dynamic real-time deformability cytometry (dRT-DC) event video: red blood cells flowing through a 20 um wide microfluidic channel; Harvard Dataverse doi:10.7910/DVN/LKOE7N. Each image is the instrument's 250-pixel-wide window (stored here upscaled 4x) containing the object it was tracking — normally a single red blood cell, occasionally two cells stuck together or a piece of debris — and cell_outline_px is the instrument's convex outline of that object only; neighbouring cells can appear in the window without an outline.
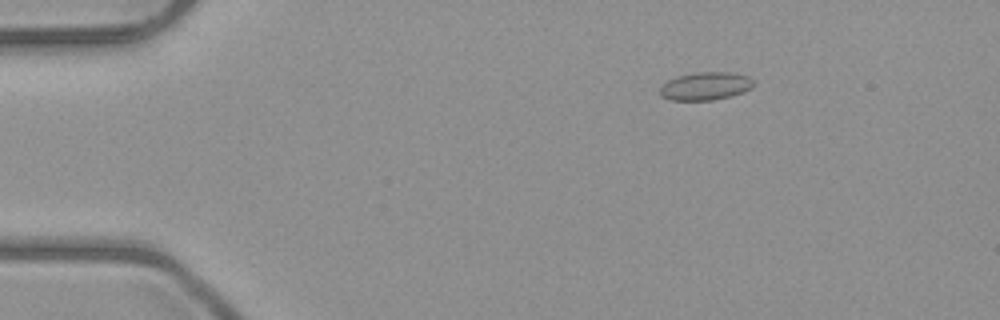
{"species": "common noctule bat (a hibernating species)", "species_latin": "Nyctalus noctula", "temperature_condition": "room temperature", "stored_images_in_passage": 4, "camera_frame_rate_fps": 3000, "um_per_image_px": 0.085, "animal": {"sex": "male", "body_mass_g": 23.1, "forearm_length_mm": 52.7}, "frame": {"image": 1, "passage_image": 2, "time_ms": 1.333, "image_size_px": [1000, 320], "cell_outline_px": [[752, 88], [744, 92], [712, 100], [672, 100], [660, 96], [660, 88], [668, 80], [676, 76], [696, 72], [728, 72], [748, 76], [752, 80]], "centroid_in_image_um": [59.94, 7.31], "position_along_channel_um": 25.1, "area_um2": 15.14}}
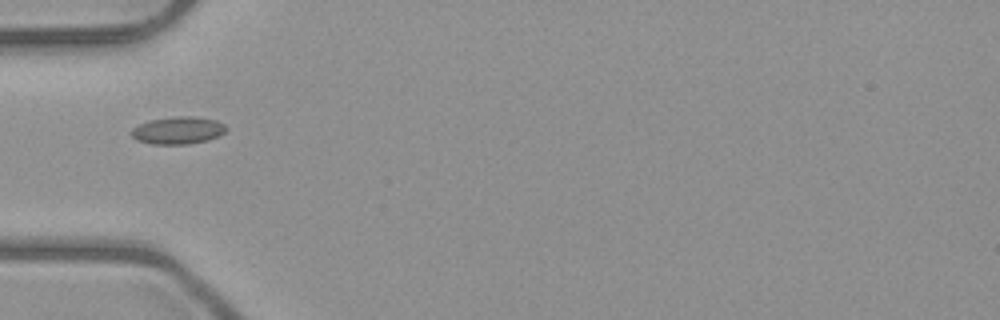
{"frame": {"image": 2, "passage_image": 4, "time_ms": 4.333, "image_size_px": [1000, 320], "cell_outline_px": [[228, 128], [220, 136], [208, 140], [188, 144], [152, 144], [136, 140], [132, 136], [132, 128], [148, 120], [176, 116], [192, 116], [216, 120], [224, 124]], "centroid_in_image_um": [15.14, 11.08], "position_along_channel_um": 69.9, "area_um2": 15.2}}